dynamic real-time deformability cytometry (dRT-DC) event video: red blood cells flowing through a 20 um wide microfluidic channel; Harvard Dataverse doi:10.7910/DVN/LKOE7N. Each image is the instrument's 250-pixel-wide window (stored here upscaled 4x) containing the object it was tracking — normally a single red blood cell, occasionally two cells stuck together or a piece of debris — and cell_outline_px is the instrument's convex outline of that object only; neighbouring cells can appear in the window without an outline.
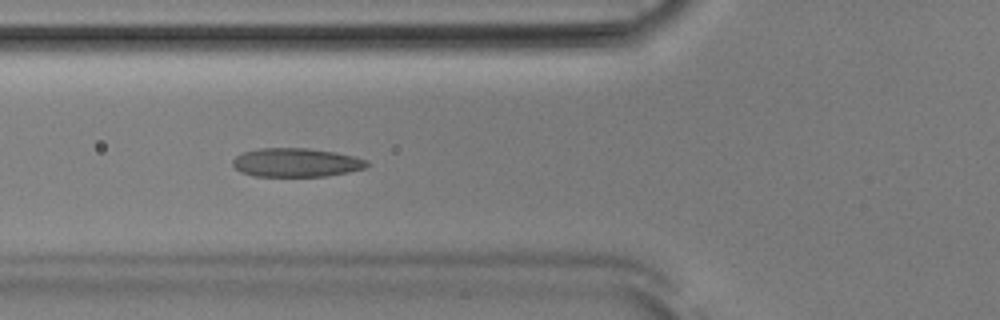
{"species": "Egyptian fruit bat (a non-hibernating species)", "species_latin": "Rousettus aegyptiacus", "temperature_condition": "room temperature", "stored_images_in_passage": 53, "camera_frame_rate_fps": 3000, "um_per_image_px": 0.085, "animal": {"sex": "male"}, "frame": {"image": 1, "passage_image": 20, "time_ms": 6.333, "image_size_px": [1000, 320], "cell_outline_px": [[368, 164], [364, 168], [348, 172], [324, 176], [252, 176], [240, 172], [232, 164], [232, 160], [236, 156], [244, 152], [260, 148], [308, 148], [336, 152], [356, 156], [368, 160]], "centroid_in_image_um": [25.17, 13.81], "position_along_channel_um": 100.6, "area_um2": 22.54}}
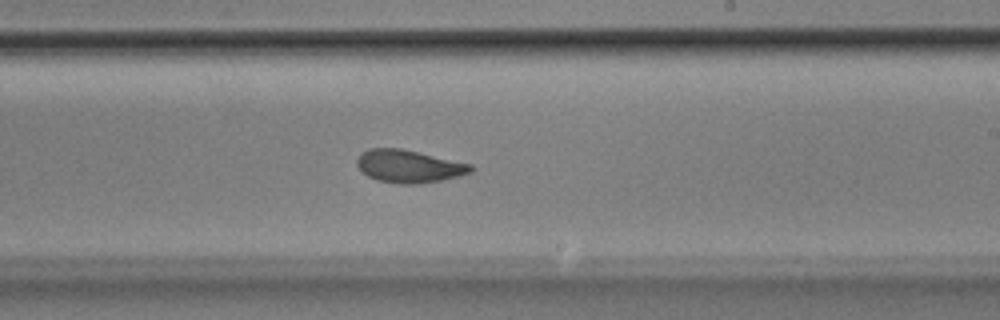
{"frame": {"image": 2, "passage_image": 32, "time_ms": 10.333, "image_size_px": [1000, 320], "cell_outline_px": [[472, 172], [444, 180], [416, 184], [400, 184], [376, 180], [368, 176], [356, 164], [356, 160], [360, 152], [368, 148], [400, 148], [472, 164]], "centroid_in_image_um": [34.73, 14.13], "position_along_channel_um": 254.3, "area_um2": 21.73}}
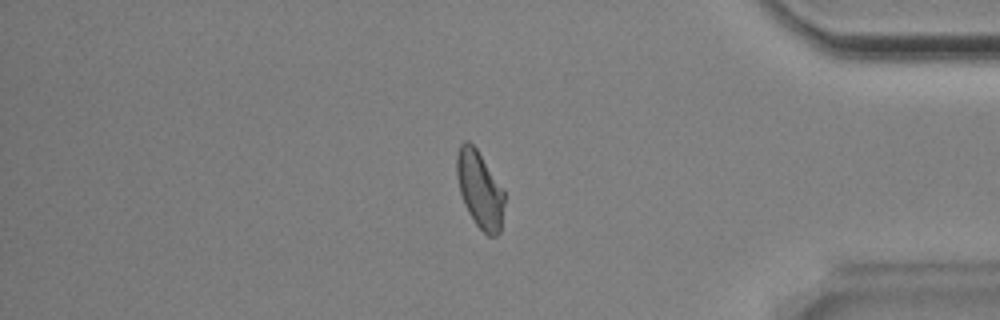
{"frame": {"image": 3, "passage_image": 45, "time_ms": 14.667, "image_size_px": [1000, 320], "cell_outline_px": [[504, 204], [500, 232], [496, 236], [488, 236], [476, 224], [468, 212], [464, 204], [460, 192], [456, 176], [456, 156], [460, 144], [464, 140], [468, 140], [476, 148], [504, 192]], "centroid_in_image_um": [40.75, 16.11], "position_along_channel_um": 394.4, "area_um2": 21.1}, "authors_computed_cell_mechanics": {"area_um2": 22.0796, "velocity_mm_per_s": 3.8505, "shape_relaxation_time_tau1_ms": 4.9932, "shape_relaxation_time_tau2_ms": 1.5633, "deformation_change_tau1": 0.1451, "deformation_change_tau2": 0.0642}}